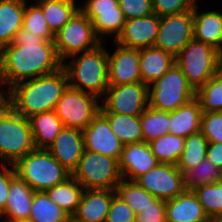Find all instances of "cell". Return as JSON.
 I'll return each instance as SVG.
<instances>
[{
    "instance_id": "1",
    "label": "cell",
    "mask_w": 222,
    "mask_h": 222,
    "mask_svg": "<svg viewBox=\"0 0 222 222\" xmlns=\"http://www.w3.org/2000/svg\"><path fill=\"white\" fill-rule=\"evenodd\" d=\"M0 63L8 89L19 82L56 72L63 65L54 41H46L23 28L11 44L0 50Z\"/></svg>"
},
{
    "instance_id": "2",
    "label": "cell",
    "mask_w": 222,
    "mask_h": 222,
    "mask_svg": "<svg viewBox=\"0 0 222 222\" xmlns=\"http://www.w3.org/2000/svg\"><path fill=\"white\" fill-rule=\"evenodd\" d=\"M69 86L66 71L56 72L19 82L9 89L8 104L25 118L55 110Z\"/></svg>"
},
{
    "instance_id": "3",
    "label": "cell",
    "mask_w": 222,
    "mask_h": 222,
    "mask_svg": "<svg viewBox=\"0 0 222 222\" xmlns=\"http://www.w3.org/2000/svg\"><path fill=\"white\" fill-rule=\"evenodd\" d=\"M102 42L95 49L75 54L64 61L62 67L66 71L71 88L92 94L101 99L109 87L108 51ZM81 54V55H80Z\"/></svg>"
},
{
    "instance_id": "4",
    "label": "cell",
    "mask_w": 222,
    "mask_h": 222,
    "mask_svg": "<svg viewBox=\"0 0 222 222\" xmlns=\"http://www.w3.org/2000/svg\"><path fill=\"white\" fill-rule=\"evenodd\" d=\"M35 149L28 118L9 104L0 106V161L14 165Z\"/></svg>"
},
{
    "instance_id": "5",
    "label": "cell",
    "mask_w": 222,
    "mask_h": 222,
    "mask_svg": "<svg viewBox=\"0 0 222 222\" xmlns=\"http://www.w3.org/2000/svg\"><path fill=\"white\" fill-rule=\"evenodd\" d=\"M16 175L35 192L46 191L71 176L47 149H34L14 165Z\"/></svg>"
},
{
    "instance_id": "6",
    "label": "cell",
    "mask_w": 222,
    "mask_h": 222,
    "mask_svg": "<svg viewBox=\"0 0 222 222\" xmlns=\"http://www.w3.org/2000/svg\"><path fill=\"white\" fill-rule=\"evenodd\" d=\"M219 58L218 50L193 38L175 57V63L196 92L220 70Z\"/></svg>"
},
{
    "instance_id": "7",
    "label": "cell",
    "mask_w": 222,
    "mask_h": 222,
    "mask_svg": "<svg viewBox=\"0 0 222 222\" xmlns=\"http://www.w3.org/2000/svg\"><path fill=\"white\" fill-rule=\"evenodd\" d=\"M149 106L160 111H175L195 97L194 89L176 63L148 85Z\"/></svg>"
},
{
    "instance_id": "8",
    "label": "cell",
    "mask_w": 222,
    "mask_h": 222,
    "mask_svg": "<svg viewBox=\"0 0 222 222\" xmlns=\"http://www.w3.org/2000/svg\"><path fill=\"white\" fill-rule=\"evenodd\" d=\"M71 175L84 189L115 190L122 180L117 159L87 150Z\"/></svg>"
},
{
    "instance_id": "9",
    "label": "cell",
    "mask_w": 222,
    "mask_h": 222,
    "mask_svg": "<svg viewBox=\"0 0 222 222\" xmlns=\"http://www.w3.org/2000/svg\"><path fill=\"white\" fill-rule=\"evenodd\" d=\"M101 43L95 35L92 22L81 10L55 34L54 38L55 48L62 62L75 54L93 50Z\"/></svg>"
},
{
    "instance_id": "10",
    "label": "cell",
    "mask_w": 222,
    "mask_h": 222,
    "mask_svg": "<svg viewBox=\"0 0 222 222\" xmlns=\"http://www.w3.org/2000/svg\"><path fill=\"white\" fill-rule=\"evenodd\" d=\"M99 98L68 86L55 112L64 127L84 130L100 111Z\"/></svg>"
},
{
    "instance_id": "11",
    "label": "cell",
    "mask_w": 222,
    "mask_h": 222,
    "mask_svg": "<svg viewBox=\"0 0 222 222\" xmlns=\"http://www.w3.org/2000/svg\"><path fill=\"white\" fill-rule=\"evenodd\" d=\"M100 101L101 113L140 116L149 106L148 85L143 82L109 85Z\"/></svg>"
},
{
    "instance_id": "12",
    "label": "cell",
    "mask_w": 222,
    "mask_h": 222,
    "mask_svg": "<svg viewBox=\"0 0 222 222\" xmlns=\"http://www.w3.org/2000/svg\"><path fill=\"white\" fill-rule=\"evenodd\" d=\"M80 10L92 22L95 35L102 42L107 43L108 36L115 41L124 29L126 19L119 0H85Z\"/></svg>"
},
{
    "instance_id": "13",
    "label": "cell",
    "mask_w": 222,
    "mask_h": 222,
    "mask_svg": "<svg viewBox=\"0 0 222 222\" xmlns=\"http://www.w3.org/2000/svg\"><path fill=\"white\" fill-rule=\"evenodd\" d=\"M193 12L160 17V25L154 47L176 57L181 50L194 38Z\"/></svg>"
},
{
    "instance_id": "14",
    "label": "cell",
    "mask_w": 222,
    "mask_h": 222,
    "mask_svg": "<svg viewBox=\"0 0 222 222\" xmlns=\"http://www.w3.org/2000/svg\"><path fill=\"white\" fill-rule=\"evenodd\" d=\"M135 182L156 199L168 201L185 191L183 174L177 165L158 163Z\"/></svg>"
},
{
    "instance_id": "15",
    "label": "cell",
    "mask_w": 222,
    "mask_h": 222,
    "mask_svg": "<svg viewBox=\"0 0 222 222\" xmlns=\"http://www.w3.org/2000/svg\"><path fill=\"white\" fill-rule=\"evenodd\" d=\"M84 150L106 155L119 161L123 144L111 130L108 119L99 111L83 130Z\"/></svg>"
},
{
    "instance_id": "16",
    "label": "cell",
    "mask_w": 222,
    "mask_h": 222,
    "mask_svg": "<svg viewBox=\"0 0 222 222\" xmlns=\"http://www.w3.org/2000/svg\"><path fill=\"white\" fill-rule=\"evenodd\" d=\"M116 50L108 52L109 85H123L141 82L140 49L127 48L114 41Z\"/></svg>"
},
{
    "instance_id": "17",
    "label": "cell",
    "mask_w": 222,
    "mask_h": 222,
    "mask_svg": "<svg viewBox=\"0 0 222 222\" xmlns=\"http://www.w3.org/2000/svg\"><path fill=\"white\" fill-rule=\"evenodd\" d=\"M160 25L156 14L126 20L122 33L115 40L119 45L142 49L153 47Z\"/></svg>"
},
{
    "instance_id": "18",
    "label": "cell",
    "mask_w": 222,
    "mask_h": 222,
    "mask_svg": "<svg viewBox=\"0 0 222 222\" xmlns=\"http://www.w3.org/2000/svg\"><path fill=\"white\" fill-rule=\"evenodd\" d=\"M47 150L72 174L77 168L84 151L83 131L80 129L63 127L60 134Z\"/></svg>"
},
{
    "instance_id": "19",
    "label": "cell",
    "mask_w": 222,
    "mask_h": 222,
    "mask_svg": "<svg viewBox=\"0 0 222 222\" xmlns=\"http://www.w3.org/2000/svg\"><path fill=\"white\" fill-rule=\"evenodd\" d=\"M158 163L149 144L142 141L123 146L119 159V170L122 179L135 181Z\"/></svg>"
},
{
    "instance_id": "20",
    "label": "cell",
    "mask_w": 222,
    "mask_h": 222,
    "mask_svg": "<svg viewBox=\"0 0 222 222\" xmlns=\"http://www.w3.org/2000/svg\"><path fill=\"white\" fill-rule=\"evenodd\" d=\"M115 190L84 189L72 219L77 222H105Z\"/></svg>"
},
{
    "instance_id": "21",
    "label": "cell",
    "mask_w": 222,
    "mask_h": 222,
    "mask_svg": "<svg viewBox=\"0 0 222 222\" xmlns=\"http://www.w3.org/2000/svg\"><path fill=\"white\" fill-rule=\"evenodd\" d=\"M166 222H209L203 206L193 191L166 201Z\"/></svg>"
},
{
    "instance_id": "22",
    "label": "cell",
    "mask_w": 222,
    "mask_h": 222,
    "mask_svg": "<svg viewBox=\"0 0 222 222\" xmlns=\"http://www.w3.org/2000/svg\"><path fill=\"white\" fill-rule=\"evenodd\" d=\"M198 3L193 12L194 18V39L211 45L219 52L222 50V12L200 11Z\"/></svg>"
},
{
    "instance_id": "23",
    "label": "cell",
    "mask_w": 222,
    "mask_h": 222,
    "mask_svg": "<svg viewBox=\"0 0 222 222\" xmlns=\"http://www.w3.org/2000/svg\"><path fill=\"white\" fill-rule=\"evenodd\" d=\"M34 193L35 191L16 175L10 182L6 207L0 214V220L29 218Z\"/></svg>"
},
{
    "instance_id": "24",
    "label": "cell",
    "mask_w": 222,
    "mask_h": 222,
    "mask_svg": "<svg viewBox=\"0 0 222 222\" xmlns=\"http://www.w3.org/2000/svg\"><path fill=\"white\" fill-rule=\"evenodd\" d=\"M203 111L196 97L169 112V134L183 138L200 132Z\"/></svg>"
},
{
    "instance_id": "25",
    "label": "cell",
    "mask_w": 222,
    "mask_h": 222,
    "mask_svg": "<svg viewBox=\"0 0 222 222\" xmlns=\"http://www.w3.org/2000/svg\"><path fill=\"white\" fill-rule=\"evenodd\" d=\"M27 0L0 1V50L14 40L23 28V16Z\"/></svg>"
},
{
    "instance_id": "26",
    "label": "cell",
    "mask_w": 222,
    "mask_h": 222,
    "mask_svg": "<svg viewBox=\"0 0 222 222\" xmlns=\"http://www.w3.org/2000/svg\"><path fill=\"white\" fill-rule=\"evenodd\" d=\"M175 64V57L156 47L140 49L141 82L150 85Z\"/></svg>"
},
{
    "instance_id": "27",
    "label": "cell",
    "mask_w": 222,
    "mask_h": 222,
    "mask_svg": "<svg viewBox=\"0 0 222 222\" xmlns=\"http://www.w3.org/2000/svg\"><path fill=\"white\" fill-rule=\"evenodd\" d=\"M28 119L36 149H47L64 127L55 110L38 113Z\"/></svg>"
},
{
    "instance_id": "28",
    "label": "cell",
    "mask_w": 222,
    "mask_h": 222,
    "mask_svg": "<svg viewBox=\"0 0 222 222\" xmlns=\"http://www.w3.org/2000/svg\"><path fill=\"white\" fill-rule=\"evenodd\" d=\"M42 9L50 30L56 34L80 10L78 0H33Z\"/></svg>"
},
{
    "instance_id": "29",
    "label": "cell",
    "mask_w": 222,
    "mask_h": 222,
    "mask_svg": "<svg viewBox=\"0 0 222 222\" xmlns=\"http://www.w3.org/2000/svg\"><path fill=\"white\" fill-rule=\"evenodd\" d=\"M83 186L71 175L64 182L56 184L45 192L49 198L71 218L79 205Z\"/></svg>"
},
{
    "instance_id": "30",
    "label": "cell",
    "mask_w": 222,
    "mask_h": 222,
    "mask_svg": "<svg viewBox=\"0 0 222 222\" xmlns=\"http://www.w3.org/2000/svg\"><path fill=\"white\" fill-rule=\"evenodd\" d=\"M110 124L111 130L123 145L143 141L140 116L117 113H102Z\"/></svg>"
},
{
    "instance_id": "31",
    "label": "cell",
    "mask_w": 222,
    "mask_h": 222,
    "mask_svg": "<svg viewBox=\"0 0 222 222\" xmlns=\"http://www.w3.org/2000/svg\"><path fill=\"white\" fill-rule=\"evenodd\" d=\"M29 219L32 222H69L71 217L45 191L34 193Z\"/></svg>"
},
{
    "instance_id": "32",
    "label": "cell",
    "mask_w": 222,
    "mask_h": 222,
    "mask_svg": "<svg viewBox=\"0 0 222 222\" xmlns=\"http://www.w3.org/2000/svg\"><path fill=\"white\" fill-rule=\"evenodd\" d=\"M184 142L185 138L168 133L148 144L159 163L177 165L184 149Z\"/></svg>"
},
{
    "instance_id": "33",
    "label": "cell",
    "mask_w": 222,
    "mask_h": 222,
    "mask_svg": "<svg viewBox=\"0 0 222 222\" xmlns=\"http://www.w3.org/2000/svg\"><path fill=\"white\" fill-rule=\"evenodd\" d=\"M182 174L186 191H193L197 187L222 180V171L206 158L196 167L190 168Z\"/></svg>"
},
{
    "instance_id": "34",
    "label": "cell",
    "mask_w": 222,
    "mask_h": 222,
    "mask_svg": "<svg viewBox=\"0 0 222 222\" xmlns=\"http://www.w3.org/2000/svg\"><path fill=\"white\" fill-rule=\"evenodd\" d=\"M208 143L209 141L201 132L186 137L177 168L183 173L201 163L206 158Z\"/></svg>"
},
{
    "instance_id": "35",
    "label": "cell",
    "mask_w": 222,
    "mask_h": 222,
    "mask_svg": "<svg viewBox=\"0 0 222 222\" xmlns=\"http://www.w3.org/2000/svg\"><path fill=\"white\" fill-rule=\"evenodd\" d=\"M143 141L149 143L169 133V112L148 106L140 115Z\"/></svg>"
},
{
    "instance_id": "36",
    "label": "cell",
    "mask_w": 222,
    "mask_h": 222,
    "mask_svg": "<svg viewBox=\"0 0 222 222\" xmlns=\"http://www.w3.org/2000/svg\"><path fill=\"white\" fill-rule=\"evenodd\" d=\"M115 191L116 195L129 204L136 214L157 200L135 181L122 179Z\"/></svg>"
},
{
    "instance_id": "37",
    "label": "cell",
    "mask_w": 222,
    "mask_h": 222,
    "mask_svg": "<svg viewBox=\"0 0 222 222\" xmlns=\"http://www.w3.org/2000/svg\"><path fill=\"white\" fill-rule=\"evenodd\" d=\"M203 112L222 111V71H218L195 92Z\"/></svg>"
},
{
    "instance_id": "38",
    "label": "cell",
    "mask_w": 222,
    "mask_h": 222,
    "mask_svg": "<svg viewBox=\"0 0 222 222\" xmlns=\"http://www.w3.org/2000/svg\"><path fill=\"white\" fill-rule=\"evenodd\" d=\"M25 5L23 29L42 37L46 41H54L55 34L50 30L41 7L35 2ZM28 4V5H27Z\"/></svg>"
},
{
    "instance_id": "39",
    "label": "cell",
    "mask_w": 222,
    "mask_h": 222,
    "mask_svg": "<svg viewBox=\"0 0 222 222\" xmlns=\"http://www.w3.org/2000/svg\"><path fill=\"white\" fill-rule=\"evenodd\" d=\"M208 218L222 216V180L193 190Z\"/></svg>"
},
{
    "instance_id": "40",
    "label": "cell",
    "mask_w": 222,
    "mask_h": 222,
    "mask_svg": "<svg viewBox=\"0 0 222 222\" xmlns=\"http://www.w3.org/2000/svg\"><path fill=\"white\" fill-rule=\"evenodd\" d=\"M200 132L209 142L222 143V111L203 112Z\"/></svg>"
},
{
    "instance_id": "41",
    "label": "cell",
    "mask_w": 222,
    "mask_h": 222,
    "mask_svg": "<svg viewBox=\"0 0 222 222\" xmlns=\"http://www.w3.org/2000/svg\"><path fill=\"white\" fill-rule=\"evenodd\" d=\"M196 4L195 0H152L153 13L158 17L191 11Z\"/></svg>"
},
{
    "instance_id": "42",
    "label": "cell",
    "mask_w": 222,
    "mask_h": 222,
    "mask_svg": "<svg viewBox=\"0 0 222 222\" xmlns=\"http://www.w3.org/2000/svg\"><path fill=\"white\" fill-rule=\"evenodd\" d=\"M136 215L129 204L115 194L105 222H135Z\"/></svg>"
},
{
    "instance_id": "43",
    "label": "cell",
    "mask_w": 222,
    "mask_h": 222,
    "mask_svg": "<svg viewBox=\"0 0 222 222\" xmlns=\"http://www.w3.org/2000/svg\"><path fill=\"white\" fill-rule=\"evenodd\" d=\"M119 6L126 20L153 14L152 0H119Z\"/></svg>"
},
{
    "instance_id": "44",
    "label": "cell",
    "mask_w": 222,
    "mask_h": 222,
    "mask_svg": "<svg viewBox=\"0 0 222 222\" xmlns=\"http://www.w3.org/2000/svg\"><path fill=\"white\" fill-rule=\"evenodd\" d=\"M135 222H166V201L157 199L151 203L136 215Z\"/></svg>"
},
{
    "instance_id": "45",
    "label": "cell",
    "mask_w": 222,
    "mask_h": 222,
    "mask_svg": "<svg viewBox=\"0 0 222 222\" xmlns=\"http://www.w3.org/2000/svg\"><path fill=\"white\" fill-rule=\"evenodd\" d=\"M16 176V171L11 164H1L0 167V214L6 207L10 182Z\"/></svg>"
},
{
    "instance_id": "46",
    "label": "cell",
    "mask_w": 222,
    "mask_h": 222,
    "mask_svg": "<svg viewBox=\"0 0 222 222\" xmlns=\"http://www.w3.org/2000/svg\"><path fill=\"white\" fill-rule=\"evenodd\" d=\"M206 159L222 171V143L209 142Z\"/></svg>"
},
{
    "instance_id": "47",
    "label": "cell",
    "mask_w": 222,
    "mask_h": 222,
    "mask_svg": "<svg viewBox=\"0 0 222 222\" xmlns=\"http://www.w3.org/2000/svg\"><path fill=\"white\" fill-rule=\"evenodd\" d=\"M4 84H5V82H4L2 67H1V63H0V88L4 87L3 89L2 88L0 89V106L7 105L8 101H9V89Z\"/></svg>"
},
{
    "instance_id": "48",
    "label": "cell",
    "mask_w": 222,
    "mask_h": 222,
    "mask_svg": "<svg viewBox=\"0 0 222 222\" xmlns=\"http://www.w3.org/2000/svg\"><path fill=\"white\" fill-rule=\"evenodd\" d=\"M3 222H32L29 218L13 219V220H1Z\"/></svg>"
},
{
    "instance_id": "49",
    "label": "cell",
    "mask_w": 222,
    "mask_h": 222,
    "mask_svg": "<svg viewBox=\"0 0 222 222\" xmlns=\"http://www.w3.org/2000/svg\"><path fill=\"white\" fill-rule=\"evenodd\" d=\"M209 222H222V216L210 218Z\"/></svg>"
},
{
    "instance_id": "50",
    "label": "cell",
    "mask_w": 222,
    "mask_h": 222,
    "mask_svg": "<svg viewBox=\"0 0 222 222\" xmlns=\"http://www.w3.org/2000/svg\"><path fill=\"white\" fill-rule=\"evenodd\" d=\"M219 64H220V71H222V50L220 51Z\"/></svg>"
},
{
    "instance_id": "51",
    "label": "cell",
    "mask_w": 222,
    "mask_h": 222,
    "mask_svg": "<svg viewBox=\"0 0 222 222\" xmlns=\"http://www.w3.org/2000/svg\"><path fill=\"white\" fill-rule=\"evenodd\" d=\"M69 222H77V221H74V220L71 218Z\"/></svg>"
}]
</instances>
